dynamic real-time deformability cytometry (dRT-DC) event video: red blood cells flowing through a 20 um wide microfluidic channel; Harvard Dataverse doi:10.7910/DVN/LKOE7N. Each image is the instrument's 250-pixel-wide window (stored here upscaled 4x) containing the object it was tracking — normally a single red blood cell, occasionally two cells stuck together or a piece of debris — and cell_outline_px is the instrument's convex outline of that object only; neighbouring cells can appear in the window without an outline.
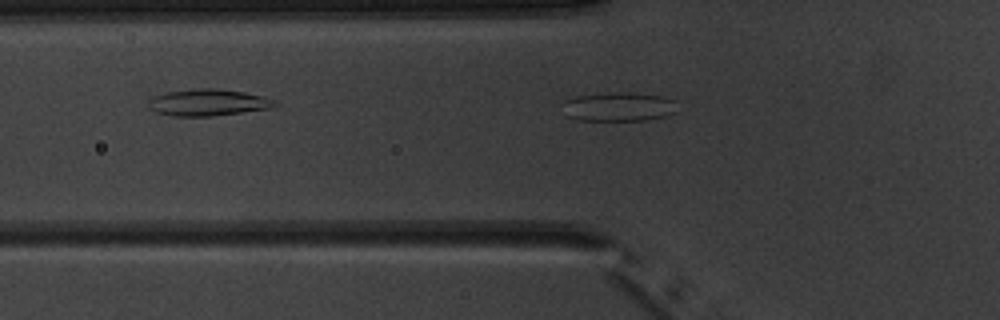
{"species": "common noctule bat (a hibernating species)", "species_latin": "Nyctalus noctula", "temperature_condition": "warm", "stored_images_in_passage": 4, "camera_frame_rate_fps": 3000, "um_per_image_px": 0.085, "animal": {"sex": "male", "body_mass_g": 20.1, "forearm_length_mm": 53.5}, "frame": {"image": 1, "passage_image": 4, "time_ms": 6.0, "image_size_px": [1000, 320], "cell_outline_px": [[676, 112], [664, 116], [644, 120], [580, 120], [568, 116], [560, 104], [564, 100], [576, 96], [616, 92], [628, 92], [664, 96], [676, 100]], "centroid_in_image_um": [52.59, 9.06], "position_along_channel_um": 73.2, "area_um2": 19.48}}